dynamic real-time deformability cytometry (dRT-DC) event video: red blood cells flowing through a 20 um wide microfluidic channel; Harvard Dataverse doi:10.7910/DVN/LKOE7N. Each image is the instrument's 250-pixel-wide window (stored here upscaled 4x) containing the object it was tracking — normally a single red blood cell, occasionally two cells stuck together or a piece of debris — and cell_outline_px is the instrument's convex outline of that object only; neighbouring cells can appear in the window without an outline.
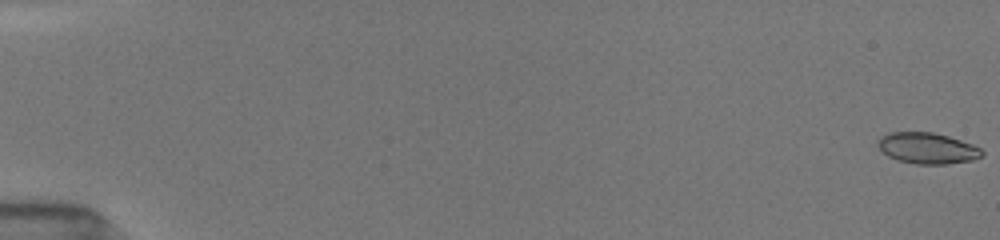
{"species": "common noctule bat (a hibernating species)", "species_latin": "Nyctalus noctula", "temperature_condition": "room temperature", "stored_images_in_passage": 12, "camera_frame_rate_fps": 3000, "um_per_image_px": 0.085, "animal": {"sex": "female", "body_mass_g": 19.5, "forearm_length_mm": 54.1}, "frame": {"image": 1, "passage_image": 1, "time_ms": 0.0, "image_size_px": [1000, 240], "cell_outline_px": [[984, 152], [980, 156], [972, 160], [944, 164], [916, 164], [900, 160], [888, 156], [876, 144], [888, 132], [932, 132], [948, 136], [972, 144], [980, 148]], "centroid_in_image_um": [78.84, 12.59], "position_along_channel_um": 6.2, "area_um2": 18.5}}
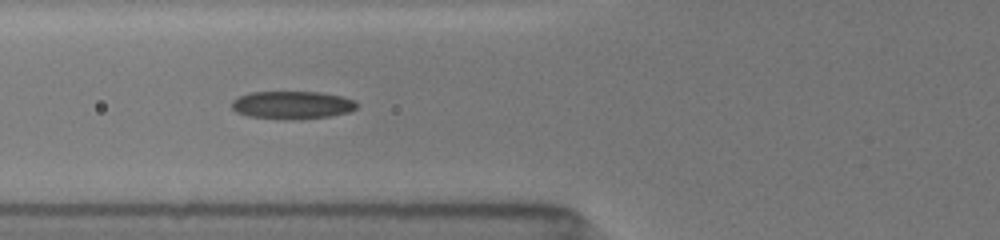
{"frame": {"image": 2, "passage_image": 9, "time_ms": 7.0, "image_size_px": [1000, 240], "cell_outline_px": [[356, 108], [348, 112], [328, 116], [300, 120], [276, 120], [248, 116], [236, 112], [232, 108], [232, 100], [240, 96], [252, 92], [320, 92], [340, 96], [356, 100]], "centroid_in_image_um": [24.81, 8.94], "position_along_channel_um": 101.0, "area_um2": 20.52}}
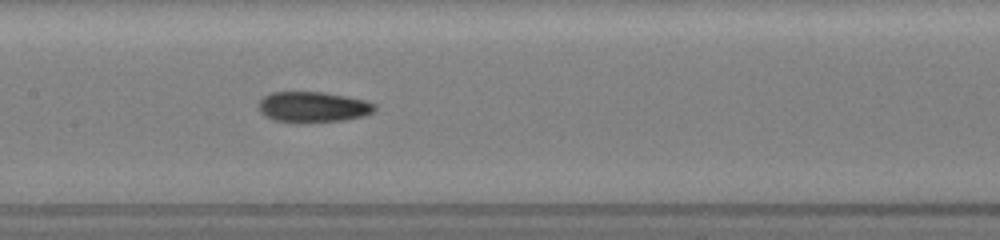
{"frame": {"image": 3, "passage_image": 12, "time_ms": 9.0, "image_size_px": [1000, 240], "cell_outline_px": [[376, 108], [372, 112], [364, 116], [344, 120], [296, 124], [276, 120], [260, 112], [260, 100], [264, 96], [272, 92], [324, 92], [364, 100], [376, 104]], "centroid_in_image_um": [26.62, 9.11], "position_along_channel_um": 180.8, "area_um2": 20.75}}